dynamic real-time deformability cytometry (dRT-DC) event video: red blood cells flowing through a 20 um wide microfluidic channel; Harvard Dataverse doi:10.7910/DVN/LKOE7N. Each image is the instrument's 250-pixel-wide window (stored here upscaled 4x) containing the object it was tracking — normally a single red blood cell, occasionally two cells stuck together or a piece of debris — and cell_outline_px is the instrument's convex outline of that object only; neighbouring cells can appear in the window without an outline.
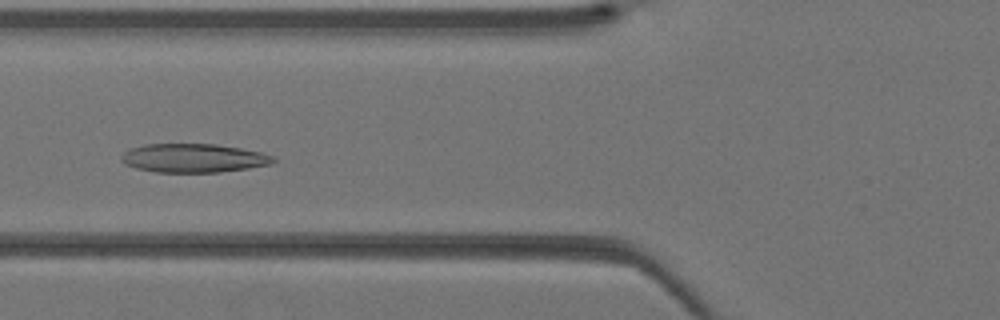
{"species": "Egyptian fruit bat (a non-hibernating species)", "species_latin": "Rousettus aegyptiacus", "temperature_condition": "warm", "stored_images_in_passage": 34, "camera_frame_rate_fps": 3000, "um_per_image_px": 0.085, "animal": {"sex": "female"}, "frame": {"image": 1, "passage_image": 14, "time_ms": 4.333, "image_size_px": [1000, 320], "cell_outline_px": [[276, 160], [272, 164], [248, 168], [220, 172], [156, 172], [136, 168], [124, 164], [120, 160], [120, 156], [124, 152], [132, 148], [144, 144], [216, 144], [240, 148], [260, 152], [272, 156]], "centroid_in_image_um": [16.42, 13.44], "position_along_channel_um": 109.4, "area_um2": 25.43}}
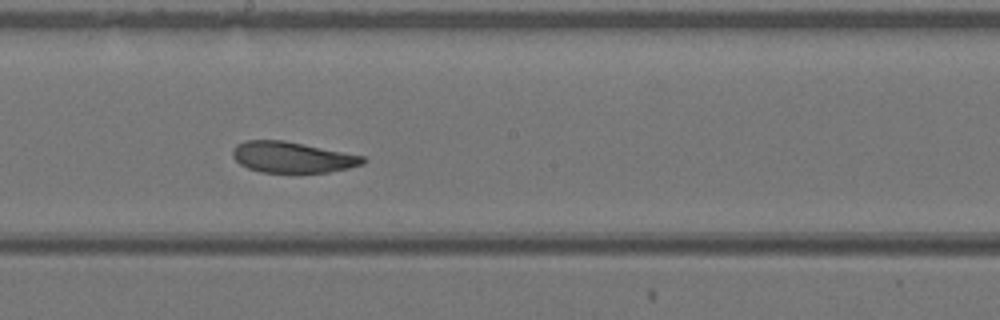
{"frame": {"image": 2, "passage_image": 21, "time_ms": 6.667, "image_size_px": [1000, 320], "cell_outline_px": [[368, 160], [364, 164], [348, 168], [328, 172], [260, 172], [248, 168], [240, 164], [232, 156], [232, 148], [236, 144], [244, 140], [284, 140], [364, 156]], "centroid_in_image_um": [24.83, 13.36], "position_along_channel_um": 223.4, "area_um2": 23.52}}
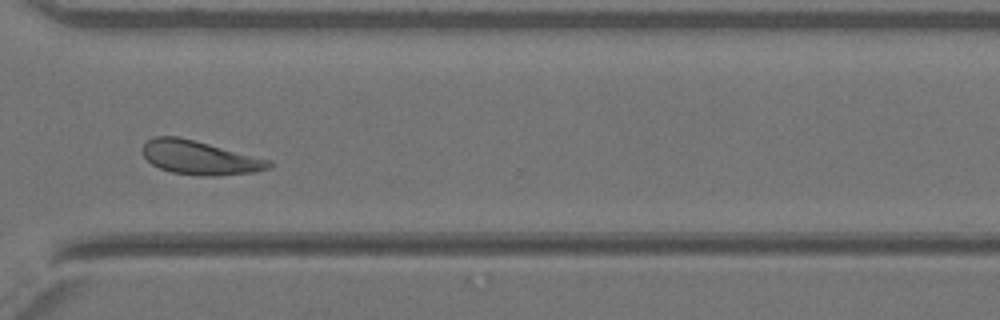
{"frame": {"image": 3, "passage_image": 29, "time_ms": 9.333, "image_size_px": [1000, 320], "cell_outline_px": [[272, 168], [256, 172], [212, 176], [200, 176], [172, 172], [160, 168], [152, 164], [144, 156], [144, 144], [152, 136], [176, 136], [272, 160]], "centroid_in_image_um": [17.01, 13.41], "position_along_channel_um": 353.6, "area_um2": 24.68}}